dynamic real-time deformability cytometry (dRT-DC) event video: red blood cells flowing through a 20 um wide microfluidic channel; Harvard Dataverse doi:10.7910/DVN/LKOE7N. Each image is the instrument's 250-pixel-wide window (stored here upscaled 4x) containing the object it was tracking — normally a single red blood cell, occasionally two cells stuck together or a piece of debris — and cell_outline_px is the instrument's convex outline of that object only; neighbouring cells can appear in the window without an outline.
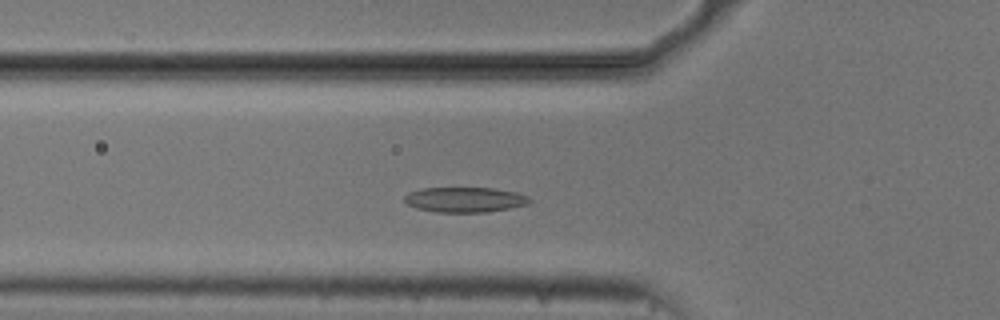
{"species": "common noctule bat (a hibernating species)", "species_latin": "Nyctalus noctula", "temperature_condition": "cold", "stored_images_in_passage": 48, "camera_frame_rate_fps": 3000, "um_per_image_px": 0.085, "animal": {"sex": "male", "body_mass_g": 20.5, "forearm_length_mm": 52.5}, "frame": {"image": 1, "passage_image": 12, "time_ms": 3.667, "image_size_px": [1000, 320], "cell_outline_px": [[532, 200], [528, 204], [488, 212], [436, 212], [416, 208], [408, 204], [404, 200], [404, 196], [408, 192], [420, 188], [492, 188], [516, 192], [528, 196]], "centroid_in_image_um": [39.5, 16.97], "position_along_channel_um": 86.3, "area_um2": 18.32}}
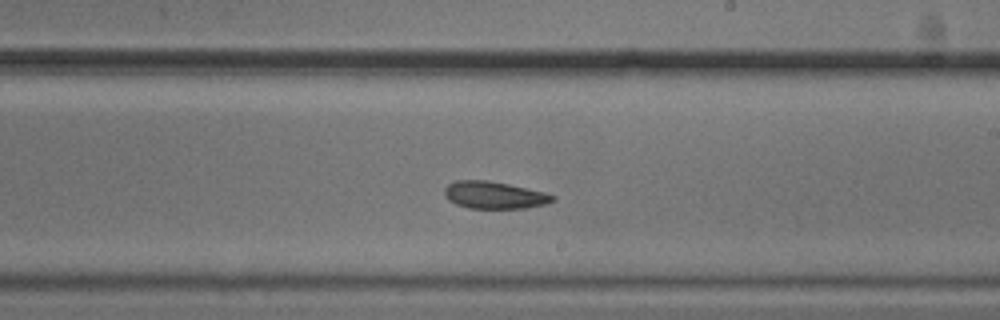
{"frame": {"image": 2, "passage_image": 25, "time_ms": 8.0, "image_size_px": [1000, 320], "cell_outline_px": [[556, 200], [544, 204], [524, 208], [468, 208], [456, 204], [448, 200], [444, 196], [444, 188], [448, 184], [456, 180], [488, 180], [508, 184], [544, 192], [556, 196]], "centroid_in_image_um": [41.98, 16.58], "position_along_channel_um": 247.0, "area_um2": 17.17}}
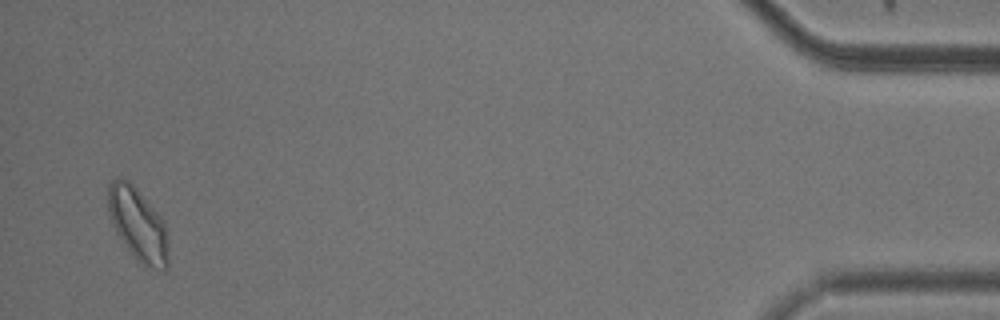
{"frame": {"image": 3, "passage_image": 46, "time_ms": 15.0, "image_size_px": [1000, 320], "cell_outline_px": [[168, 268], [164, 272], [144, 268], [136, 260], [124, 244], [116, 232], [112, 224], [108, 212], [108, 184], [112, 180], [128, 180], [136, 188], [164, 220], [168, 248]], "centroid_in_image_um": [11.75, 19.16], "position_along_channel_um": 423.5, "area_um2": 25.84}, "authors_computed_cell_mechanics": {"area_um2": 18.4671, "velocity_mm_per_s": 3.6975, "shape_relaxation_time_tau1_ms": null, "shape_relaxation_time_tau2_ms": 5.3574, "deformation_change_tau1": null, "deformation_change_tau2": 0.0928}}